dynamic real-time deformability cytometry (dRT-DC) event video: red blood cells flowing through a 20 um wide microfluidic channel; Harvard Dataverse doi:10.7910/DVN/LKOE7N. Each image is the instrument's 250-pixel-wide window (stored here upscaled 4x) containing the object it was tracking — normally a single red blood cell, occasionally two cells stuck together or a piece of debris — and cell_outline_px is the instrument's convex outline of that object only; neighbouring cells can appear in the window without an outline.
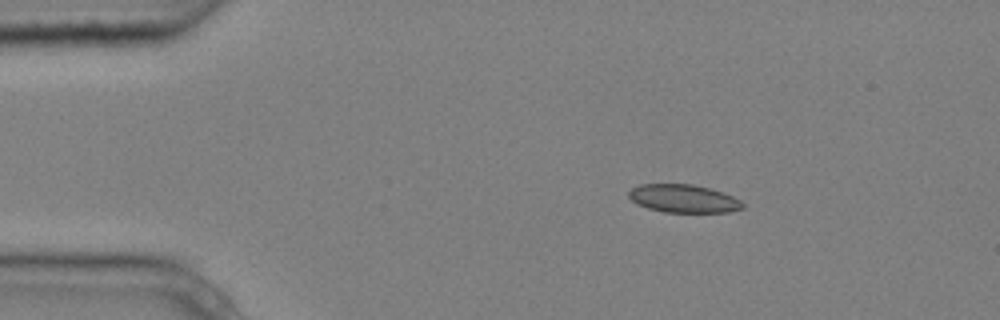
{"species": "common noctule bat (a hibernating species)", "species_latin": "Nyctalus noctula", "temperature_condition": "cold", "stored_images_in_passage": 4, "camera_frame_rate_fps": 3000, "um_per_image_px": 0.085, "animal": {"sex": "male", "body_mass_g": 20.4}, "frame": {"image": 1, "passage_image": 2, "time_ms": 0.333, "image_size_px": [1000, 320], "cell_outline_px": [[744, 208], [728, 212], [664, 212], [648, 208], [636, 204], [628, 196], [628, 192], [632, 188], [640, 184], [692, 184], [708, 188], [732, 196], [740, 200], [744, 204]], "centroid_in_image_um": [58.07, 16.88], "position_along_channel_um": 26.9, "area_um2": 18.55}}
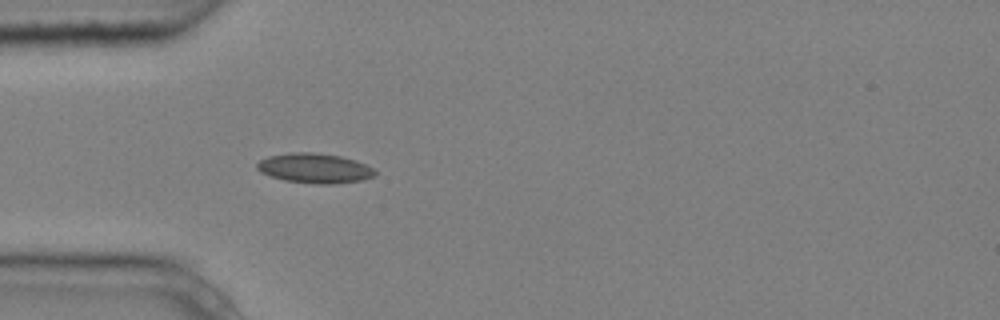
{"frame": {"image": 2, "passage_image": 4, "time_ms": 1.0, "image_size_px": [1000, 320], "cell_outline_px": [[376, 176], [360, 180], [332, 184], [312, 184], [284, 180], [260, 172], [256, 168], [256, 164], [260, 160], [268, 156], [288, 152], [312, 152], [340, 156], [356, 160], [372, 168], [376, 172]], "centroid_in_image_um": [26.72, 14.29], "position_along_channel_um": 58.3, "area_um2": 20.52}}